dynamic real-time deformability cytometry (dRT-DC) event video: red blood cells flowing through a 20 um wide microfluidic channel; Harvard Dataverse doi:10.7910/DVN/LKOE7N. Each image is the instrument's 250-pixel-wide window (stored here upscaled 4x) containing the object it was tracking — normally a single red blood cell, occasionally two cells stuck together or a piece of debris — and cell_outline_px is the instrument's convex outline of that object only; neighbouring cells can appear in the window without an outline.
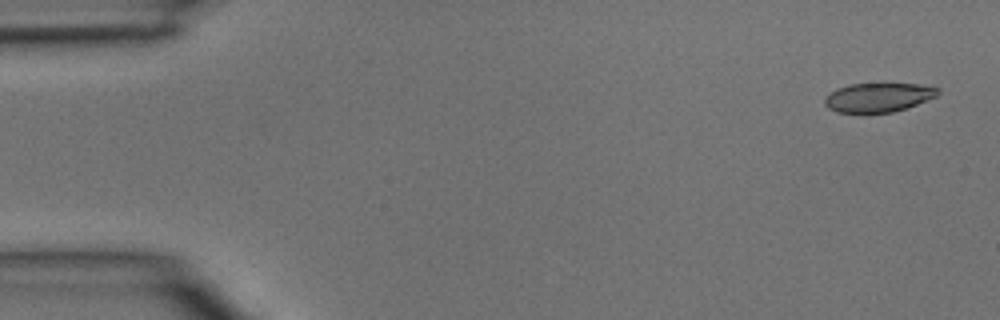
{"species": "common noctule bat (a hibernating species)", "species_latin": "Nyctalus noctula", "temperature_condition": "room temperature", "stored_images_in_passage": 3, "camera_frame_rate_fps": 3000, "um_per_image_px": 0.085, "animal": {"sex": "male", "body_mass_g": 15.6}, "frame": {"image": 1, "passage_image": 1, "time_ms": 0.0, "image_size_px": [1000, 320], "cell_outline_px": [[940, 92], [936, 96], [916, 104], [892, 112], [868, 116], [836, 112], [828, 108], [824, 104], [824, 96], [836, 88], [848, 84], [916, 84], [940, 88]], "centroid_in_image_um": [74.56, 8.32], "position_along_channel_um": 10.4, "area_um2": 19.83}}
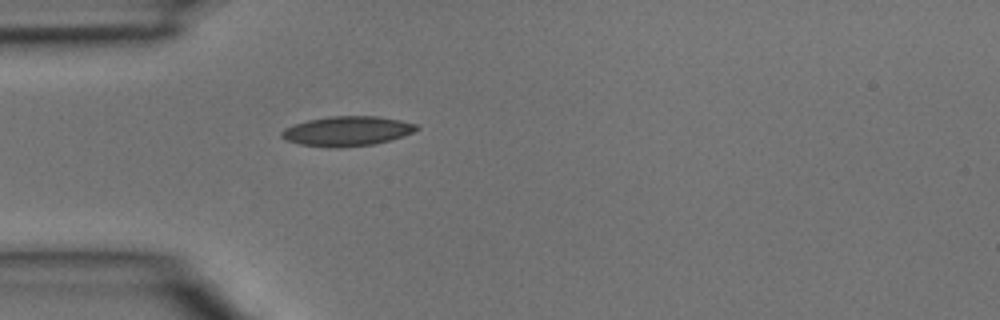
{"frame": {"image": 2, "passage_image": 3, "time_ms": 0.667, "image_size_px": [1000, 320], "cell_outline_px": [[420, 128], [404, 136], [372, 144], [336, 148], [300, 144], [288, 140], [280, 136], [280, 132], [284, 128], [308, 120], [332, 116], [376, 116], [400, 120], [416, 124]], "centroid_in_image_um": [29.5, 11.14], "position_along_channel_um": 55.5, "area_um2": 23.06}}